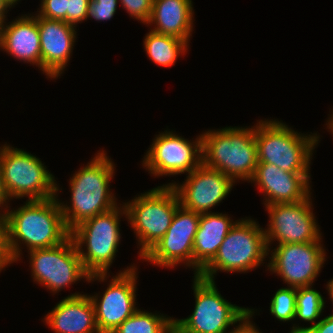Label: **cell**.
I'll use <instances>...</instances> for the list:
<instances>
[{
    "label": "cell",
    "mask_w": 333,
    "mask_h": 333,
    "mask_svg": "<svg viewBox=\"0 0 333 333\" xmlns=\"http://www.w3.org/2000/svg\"><path fill=\"white\" fill-rule=\"evenodd\" d=\"M326 290L328 291L329 297L333 304V278H331L328 282H326ZM333 314V313H332Z\"/></svg>",
    "instance_id": "obj_38"
},
{
    "label": "cell",
    "mask_w": 333,
    "mask_h": 333,
    "mask_svg": "<svg viewBox=\"0 0 333 333\" xmlns=\"http://www.w3.org/2000/svg\"><path fill=\"white\" fill-rule=\"evenodd\" d=\"M107 154L105 150H99L90 162L73 173L69 179L70 202L58 198L65 224L70 231L86 219L119 205L115 193L110 189L116 164Z\"/></svg>",
    "instance_id": "obj_2"
},
{
    "label": "cell",
    "mask_w": 333,
    "mask_h": 333,
    "mask_svg": "<svg viewBox=\"0 0 333 333\" xmlns=\"http://www.w3.org/2000/svg\"><path fill=\"white\" fill-rule=\"evenodd\" d=\"M8 222L0 221V272L7 266L16 263L8 245Z\"/></svg>",
    "instance_id": "obj_31"
},
{
    "label": "cell",
    "mask_w": 333,
    "mask_h": 333,
    "mask_svg": "<svg viewBox=\"0 0 333 333\" xmlns=\"http://www.w3.org/2000/svg\"><path fill=\"white\" fill-rule=\"evenodd\" d=\"M137 265L133 263L110 277L102 294L89 295L100 333H113L115 329L139 308L136 306L138 279Z\"/></svg>",
    "instance_id": "obj_14"
},
{
    "label": "cell",
    "mask_w": 333,
    "mask_h": 333,
    "mask_svg": "<svg viewBox=\"0 0 333 333\" xmlns=\"http://www.w3.org/2000/svg\"><path fill=\"white\" fill-rule=\"evenodd\" d=\"M122 203L126 209V220L135 233L141 260L166 234L180 206L179 198L171 185H161Z\"/></svg>",
    "instance_id": "obj_7"
},
{
    "label": "cell",
    "mask_w": 333,
    "mask_h": 333,
    "mask_svg": "<svg viewBox=\"0 0 333 333\" xmlns=\"http://www.w3.org/2000/svg\"><path fill=\"white\" fill-rule=\"evenodd\" d=\"M0 197H10L4 185L3 171L0 163Z\"/></svg>",
    "instance_id": "obj_35"
},
{
    "label": "cell",
    "mask_w": 333,
    "mask_h": 333,
    "mask_svg": "<svg viewBox=\"0 0 333 333\" xmlns=\"http://www.w3.org/2000/svg\"><path fill=\"white\" fill-rule=\"evenodd\" d=\"M275 245L268 249L266 271L279 276L287 287L314 285L327 260L323 242Z\"/></svg>",
    "instance_id": "obj_12"
},
{
    "label": "cell",
    "mask_w": 333,
    "mask_h": 333,
    "mask_svg": "<svg viewBox=\"0 0 333 333\" xmlns=\"http://www.w3.org/2000/svg\"><path fill=\"white\" fill-rule=\"evenodd\" d=\"M41 44V71L51 80L61 77L70 62L77 39L75 26L61 20L46 19L36 12Z\"/></svg>",
    "instance_id": "obj_17"
},
{
    "label": "cell",
    "mask_w": 333,
    "mask_h": 333,
    "mask_svg": "<svg viewBox=\"0 0 333 333\" xmlns=\"http://www.w3.org/2000/svg\"><path fill=\"white\" fill-rule=\"evenodd\" d=\"M267 256L264 228L254 218H241L224 238L214 259L198 276L215 281L219 271L248 273L261 265L265 266Z\"/></svg>",
    "instance_id": "obj_5"
},
{
    "label": "cell",
    "mask_w": 333,
    "mask_h": 333,
    "mask_svg": "<svg viewBox=\"0 0 333 333\" xmlns=\"http://www.w3.org/2000/svg\"><path fill=\"white\" fill-rule=\"evenodd\" d=\"M6 20L1 23L0 50L41 70V44L36 18L29 13L8 23Z\"/></svg>",
    "instance_id": "obj_19"
},
{
    "label": "cell",
    "mask_w": 333,
    "mask_h": 333,
    "mask_svg": "<svg viewBox=\"0 0 333 333\" xmlns=\"http://www.w3.org/2000/svg\"><path fill=\"white\" fill-rule=\"evenodd\" d=\"M173 317L138 309L113 333H174Z\"/></svg>",
    "instance_id": "obj_24"
},
{
    "label": "cell",
    "mask_w": 333,
    "mask_h": 333,
    "mask_svg": "<svg viewBox=\"0 0 333 333\" xmlns=\"http://www.w3.org/2000/svg\"><path fill=\"white\" fill-rule=\"evenodd\" d=\"M228 215L220 212L200 214L193 243L194 275H199L214 259L224 238L238 221Z\"/></svg>",
    "instance_id": "obj_21"
},
{
    "label": "cell",
    "mask_w": 333,
    "mask_h": 333,
    "mask_svg": "<svg viewBox=\"0 0 333 333\" xmlns=\"http://www.w3.org/2000/svg\"><path fill=\"white\" fill-rule=\"evenodd\" d=\"M119 0H89L87 19L109 21L116 14Z\"/></svg>",
    "instance_id": "obj_27"
},
{
    "label": "cell",
    "mask_w": 333,
    "mask_h": 333,
    "mask_svg": "<svg viewBox=\"0 0 333 333\" xmlns=\"http://www.w3.org/2000/svg\"><path fill=\"white\" fill-rule=\"evenodd\" d=\"M5 6L11 11V8L15 7L21 0H1Z\"/></svg>",
    "instance_id": "obj_39"
},
{
    "label": "cell",
    "mask_w": 333,
    "mask_h": 333,
    "mask_svg": "<svg viewBox=\"0 0 333 333\" xmlns=\"http://www.w3.org/2000/svg\"><path fill=\"white\" fill-rule=\"evenodd\" d=\"M296 293L295 287H281L273 294L269 312L280 322H291L292 327L289 333H304V325L293 324L296 316Z\"/></svg>",
    "instance_id": "obj_26"
},
{
    "label": "cell",
    "mask_w": 333,
    "mask_h": 333,
    "mask_svg": "<svg viewBox=\"0 0 333 333\" xmlns=\"http://www.w3.org/2000/svg\"><path fill=\"white\" fill-rule=\"evenodd\" d=\"M310 173L287 172L274 164L258 163L250 183L263 193L264 206L306 200L312 195Z\"/></svg>",
    "instance_id": "obj_18"
},
{
    "label": "cell",
    "mask_w": 333,
    "mask_h": 333,
    "mask_svg": "<svg viewBox=\"0 0 333 333\" xmlns=\"http://www.w3.org/2000/svg\"><path fill=\"white\" fill-rule=\"evenodd\" d=\"M189 43L178 37L158 34L149 30L144 37L143 46L150 61L158 66L172 67L179 56L187 53Z\"/></svg>",
    "instance_id": "obj_23"
},
{
    "label": "cell",
    "mask_w": 333,
    "mask_h": 333,
    "mask_svg": "<svg viewBox=\"0 0 333 333\" xmlns=\"http://www.w3.org/2000/svg\"><path fill=\"white\" fill-rule=\"evenodd\" d=\"M130 18L147 24L152 13L153 0H119Z\"/></svg>",
    "instance_id": "obj_28"
},
{
    "label": "cell",
    "mask_w": 333,
    "mask_h": 333,
    "mask_svg": "<svg viewBox=\"0 0 333 333\" xmlns=\"http://www.w3.org/2000/svg\"><path fill=\"white\" fill-rule=\"evenodd\" d=\"M326 302L313 285L297 288L295 320L312 323L311 326L304 327V333L320 321L318 319L323 315Z\"/></svg>",
    "instance_id": "obj_25"
},
{
    "label": "cell",
    "mask_w": 333,
    "mask_h": 333,
    "mask_svg": "<svg viewBox=\"0 0 333 333\" xmlns=\"http://www.w3.org/2000/svg\"><path fill=\"white\" fill-rule=\"evenodd\" d=\"M306 333H333V314L320 319V321L311 327Z\"/></svg>",
    "instance_id": "obj_33"
},
{
    "label": "cell",
    "mask_w": 333,
    "mask_h": 333,
    "mask_svg": "<svg viewBox=\"0 0 333 333\" xmlns=\"http://www.w3.org/2000/svg\"><path fill=\"white\" fill-rule=\"evenodd\" d=\"M257 309L250 308V313L245 316L229 333H263L259 331L255 322L252 321Z\"/></svg>",
    "instance_id": "obj_32"
},
{
    "label": "cell",
    "mask_w": 333,
    "mask_h": 333,
    "mask_svg": "<svg viewBox=\"0 0 333 333\" xmlns=\"http://www.w3.org/2000/svg\"><path fill=\"white\" fill-rule=\"evenodd\" d=\"M34 283L54 295L81 279L89 283L106 282L109 274H89L83 267L77 247L70 236L62 244L51 248L27 251Z\"/></svg>",
    "instance_id": "obj_9"
},
{
    "label": "cell",
    "mask_w": 333,
    "mask_h": 333,
    "mask_svg": "<svg viewBox=\"0 0 333 333\" xmlns=\"http://www.w3.org/2000/svg\"><path fill=\"white\" fill-rule=\"evenodd\" d=\"M10 197H0V221H9Z\"/></svg>",
    "instance_id": "obj_34"
},
{
    "label": "cell",
    "mask_w": 333,
    "mask_h": 333,
    "mask_svg": "<svg viewBox=\"0 0 333 333\" xmlns=\"http://www.w3.org/2000/svg\"><path fill=\"white\" fill-rule=\"evenodd\" d=\"M36 13L46 19L66 22L67 0H40Z\"/></svg>",
    "instance_id": "obj_29"
},
{
    "label": "cell",
    "mask_w": 333,
    "mask_h": 333,
    "mask_svg": "<svg viewBox=\"0 0 333 333\" xmlns=\"http://www.w3.org/2000/svg\"><path fill=\"white\" fill-rule=\"evenodd\" d=\"M8 11H9V9L0 0V20H5L6 19Z\"/></svg>",
    "instance_id": "obj_37"
},
{
    "label": "cell",
    "mask_w": 333,
    "mask_h": 333,
    "mask_svg": "<svg viewBox=\"0 0 333 333\" xmlns=\"http://www.w3.org/2000/svg\"><path fill=\"white\" fill-rule=\"evenodd\" d=\"M57 184V196L43 200H26L22 206L10 208L8 245L15 262L21 260L23 248H51L62 244L71 234L58 201L62 188ZM23 244V245H22Z\"/></svg>",
    "instance_id": "obj_1"
},
{
    "label": "cell",
    "mask_w": 333,
    "mask_h": 333,
    "mask_svg": "<svg viewBox=\"0 0 333 333\" xmlns=\"http://www.w3.org/2000/svg\"><path fill=\"white\" fill-rule=\"evenodd\" d=\"M331 114L329 115V117L327 118L326 121V129H328L327 131L330 132L333 135V110H331L330 112Z\"/></svg>",
    "instance_id": "obj_36"
},
{
    "label": "cell",
    "mask_w": 333,
    "mask_h": 333,
    "mask_svg": "<svg viewBox=\"0 0 333 333\" xmlns=\"http://www.w3.org/2000/svg\"><path fill=\"white\" fill-rule=\"evenodd\" d=\"M4 185L11 200H43L57 196V181L39 157L15 148L0 146Z\"/></svg>",
    "instance_id": "obj_10"
},
{
    "label": "cell",
    "mask_w": 333,
    "mask_h": 333,
    "mask_svg": "<svg viewBox=\"0 0 333 333\" xmlns=\"http://www.w3.org/2000/svg\"><path fill=\"white\" fill-rule=\"evenodd\" d=\"M172 181L163 185L174 188L182 207L199 214L212 212L210 210L223 202L235 185L231 178L203 163L187 174L180 184Z\"/></svg>",
    "instance_id": "obj_16"
},
{
    "label": "cell",
    "mask_w": 333,
    "mask_h": 333,
    "mask_svg": "<svg viewBox=\"0 0 333 333\" xmlns=\"http://www.w3.org/2000/svg\"><path fill=\"white\" fill-rule=\"evenodd\" d=\"M42 320L54 333H100L89 294L71 293L60 300Z\"/></svg>",
    "instance_id": "obj_20"
},
{
    "label": "cell",
    "mask_w": 333,
    "mask_h": 333,
    "mask_svg": "<svg viewBox=\"0 0 333 333\" xmlns=\"http://www.w3.org/2000/svg\"><path fill=\"white\" fill-rule=\"evenodd\" d=\"M295 131L282 120L261 119L255 124L258 163L274 164L282 170L309 173L311 160L320 142L317 132Z\"/></svg>",
    "instance_id": "obj_4"
},
{
    "label": "cell",
    "mask_w": 333,
    "mask_h": 333,
    "mask_svg": "<svg viewBox=\"0 0 333 333\" xmlns=\"http://www.w3.org/2000/svg\"><path fill=\"white\" fill-rule=\"evenodd\" d=\"M89 0H67L66 23L77 27V24L87 22Z\"/></svg>",
    "instance_id": "obj_30"
},
{
    "label": "cell",
    "mask_w": 333,
    "mask_h": 333,
    "mask_svg": "<svg viewBox=\"0 0 333 333\" xmlns=\"http://www.w3.org/2000/svg\"><path fill=\"white\" fill-rule=\"evenodd\" d=\"M193 277L194 310L187 318L173 319L174 333H229L250 313V308L224 299L215 281Z\"/></svg>",
    "instance_id": "obj_8"
},
{
    "label": "cell",
    "mask_w": 333,
    "mask_h": 333,
    "mask_svg": "<svg viewBox=\"0 0 333 333\" xmlns=\"http://www.w3.org/2000/svg\"><path fill=\"white\" fill-rule=\"evenodd\" d=\"M202 163L234 182L251 181L258 164L255 124L202 132Z\"/></svg>",
    "instance_id": "obj_3"
},
{
    "label": "cell",
    "mask_w": 333,
    "mask_h": 333,
    "mask_svg": "<svg viewBox=\"0 0 333 333\" xmlns=\"http://www.w3.org/2000/svg\"><path fill=\"white\" fill-rule=\"evenodd\" d=\"M194 7L192 0H153L151 17L146 24L150 30L178 37L190 42L194 31Z\"/></svg>",
    "instance_id": "obj_22"
},
{
    "label": "cell",
    "mask_w": 333,
    "mask_h": 333,
    "mask_svg": "<svg viewBox=\"0 0 333 333\" xmlns=\"http://www.w3.org/2000/svg\"><path fill=\"white\" fill-rule=\"evenodd\" d=\"M127 219L123 203L96 215L71 230L84 269L91 274H109L121 243L120 219ZM86 248V249H85Z\"/></svg>",
    "instance_id": "obj_6"
},
{
    "label": "cell",
    "mask_w": 333,
    "mask_h": 333,
    "mask_svg": "<svg viewBox=\"0 0 333 333\" xmlns=\"http://www.w3.org/2000/svg\"><path fill=\"white\" fill-rule=\"evenodd\" d=\"M200 214L181 205L177 208L166 234L141 258L164 268L180 265L193 269V243Z\"/></svg>",
    "instance_id": "obj_15"
},
{
    "label": "cell",
    "mask_w": 333,
    "mask_h": 333,
    "mask_svg": "<svg viewBox=\"0 0 333 333\" xmlns=\"http://www.w3.org/2000/svg\"><path fill=\"white\" fill-rule=\"evenodd\" d=\"M311 197L300 202L265 206L269 215L267 227L264 228L268 249L274 241L278 245L323 241Z\"/></svg>",
    "instance_id": "obj_13"
},
{
    "label": "cell",
    "mask_w": 333,
    "mask_h": 333,
    "mask_svg": "<svg viewBox=\"0 0 333 333\" xmlns=\"http://www.w3.org/2000/svg\"><path fill=\"white\" fill-rule=\"evenodd\" d=\"M197 136L188 140L173 130L159 132L141 161L142 167L154 178L191 173L202 163V136Z\"/></svg>",
    "instance_id": "obj_11"
}]
</instances>
